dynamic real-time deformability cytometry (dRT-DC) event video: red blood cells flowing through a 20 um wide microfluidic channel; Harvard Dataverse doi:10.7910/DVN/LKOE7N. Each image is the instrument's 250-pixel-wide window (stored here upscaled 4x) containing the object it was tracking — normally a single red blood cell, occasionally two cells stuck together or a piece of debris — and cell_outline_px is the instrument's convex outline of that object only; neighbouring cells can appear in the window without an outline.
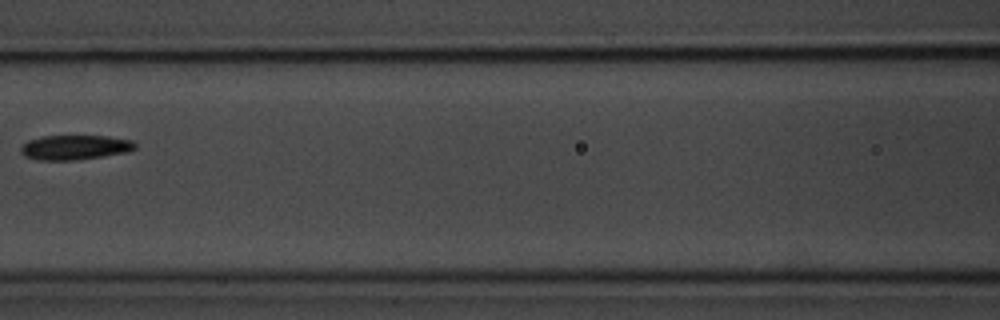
{"species": "common noctule bat (a hibernating species)", "species_latin": "Nyctalus noctula", "temperature_condition": "room temperature", "stored_images_in_passage": 4, "camera_frame_rate_fps": 3000, "um_per_image_px": 0.085, "animal": {"sex": "male", "body_mass_g": 20.1, "forearm_length_mm": 53.5}, "frame": {"image": 1, "passage_image": 3, "time_ms": 2.333, "image_size_px": [1000, 320], "cell_outline_px": [[136, 148], [128, 152], [104, 156], [76, 160], [36, 160], [24, 156], [20, 152], [20, 148], [28, 140], [40, 136], [108, 136], [132, 140], [136, 144]], "centroid_in_image_um": [6.36, 12.53], "position_along_channel_um": 160.2, "area_um2": 16.59}}
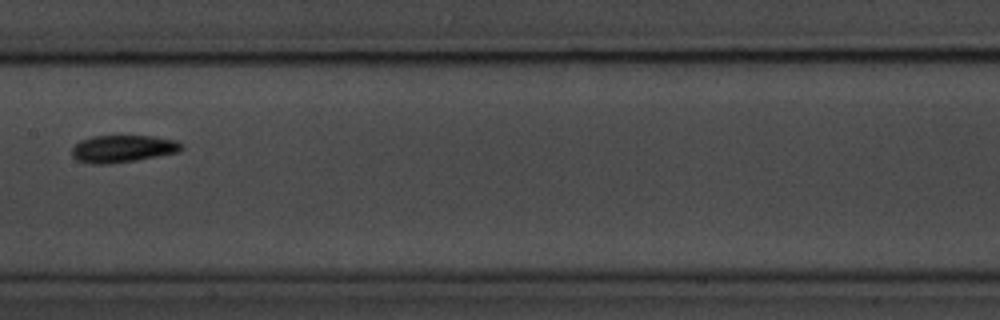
{"frame": {"image": 2, "passage_image": 4, "time_ms": 3.333, "image_size_px": [1000, 320], "cell_outline_px": [[184, 148], [180, 152], [136, 160], [108, 164], [88, 164], [76, 160], [72, 156], [72, 148], [80, 140], [92, 136], [152, 136], [176, 140], [184, 144]], "centroid_in_image_um": [10.45, 12.65], "position_along_channel_um": 197.0, "area_um2": 17.63}}